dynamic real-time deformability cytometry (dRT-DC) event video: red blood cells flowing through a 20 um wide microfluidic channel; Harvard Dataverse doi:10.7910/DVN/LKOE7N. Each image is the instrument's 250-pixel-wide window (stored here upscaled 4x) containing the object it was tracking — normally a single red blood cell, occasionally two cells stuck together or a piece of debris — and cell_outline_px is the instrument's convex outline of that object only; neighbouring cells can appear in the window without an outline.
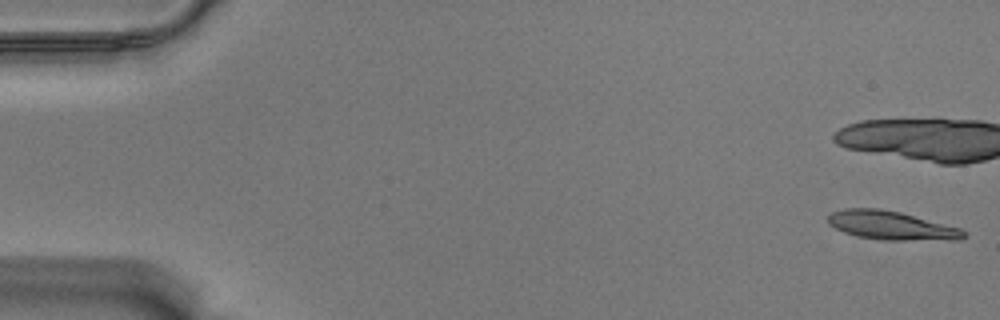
{"species": "Egyptian fruit bat (a non-hibernating species)", "species_latin": "Rousettus aegyptiacus", "temperature_condition": "warm", "stored_images_in_passage": 14, "camera_frame_rate_fps": 3000, "um_per_image_px": 0.085, "animal": {"sex": "male"}, "frame": {"image": 1, "passage_image": 1, "time_ms": 0.0, "image_size_px": [1000, 320], "cell_outline_px": [[968, 236], [960, 240], [880, 240], [856, 236], [844, 232], [828, 224], [828, 216], [832, 212], [844, 208], [880, 208], [900, 212], [960, 228], [968, 232]], "centroid_in_image_um": [75.79, 19.17], "position_along_channel_um": 9.2, "area_um2": 22.89}}